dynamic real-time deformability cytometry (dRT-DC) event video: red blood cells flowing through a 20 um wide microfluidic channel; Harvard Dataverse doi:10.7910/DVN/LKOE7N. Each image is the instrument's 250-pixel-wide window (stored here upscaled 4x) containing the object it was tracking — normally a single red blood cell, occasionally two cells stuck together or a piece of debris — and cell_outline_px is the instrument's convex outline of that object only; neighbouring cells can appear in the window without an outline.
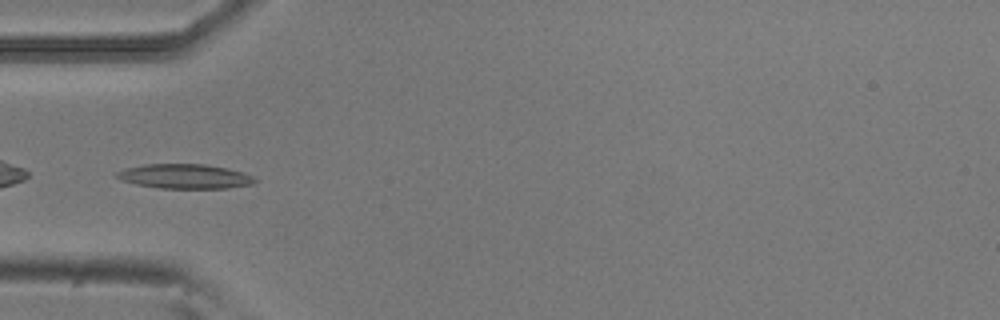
{"species": "common noctule bat (a hibernating species)", "species_latin": "Nyctalus noctula", "temperature_condition": "room temperature", "stored_images_in_passage": 37, "camera_frame_rate_fps": 3000, "um_per_image_px": 0.085, "animal": {"sex": "male", "body_mass_g": 20.5, "forearm_length_mm": 52.5}, "frame": {"image": 1, "passage_image": 1, "time_ms": 0.0, "image_size_px": [1000, 320], "cell_outline_px": [[256, 180], [252, 184], [228, 188], [160, 188], [136, 184], [120, 180], [116, 176], [116, 172], [124, 168], [144, 164], [204, 164], [224, 168], [240, 172], [252, 176]], "centroid_in_image_um": [15.64, 14.99], "position_along_channel_um": 69.4, "area_um2": 19.54}}
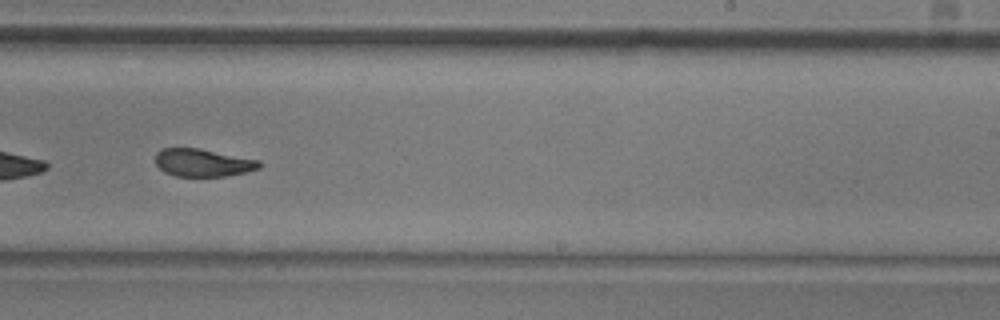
{"frame": {"image": 2, "passage_image": 17, "time_ms": 5.333, "image_size_px": [1000, 320], "cell_outline_px": [[260, 168], [248, 172], [224, 176], [176, 176], [164, 172], [156, 164], [156, 152], [160, 148], [200, 148], [260, 160]], "centroid_in_image_um": [17.25, 13.82], "position_along_channel_um": 271.8, "area_um2": 16.88}}
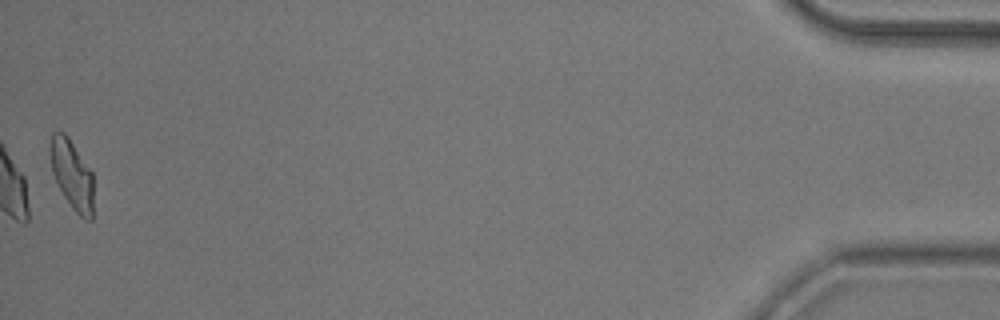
{"frame": {"image": 3, "passage_image": 37, "time_ms": 12.0, "image_size_px": [1000, 320], "cell_outline_px": [[92, 220], [84, 220], [72, 208], [64, 196], [52, 172], [48, 148], [52, 132], [64, 132], [68, 136], [92, 172]], "centroid_in_image_um": [6.09, 14.81], "position_along_channel_um": 429.1, "area_um2": 17.46}, "authors_computed_cell_mechanics": {"area_um2": 17.8024, "velocity_mm_per_s": 3.7863, "shape_relaxation_time_tau1_ms": 4.9329, "shape_relaxation_time_tau2_ms": 2.4477, "deformation_change_tau1": 0.1808, "deformation_change_tau2": 0.0621}}